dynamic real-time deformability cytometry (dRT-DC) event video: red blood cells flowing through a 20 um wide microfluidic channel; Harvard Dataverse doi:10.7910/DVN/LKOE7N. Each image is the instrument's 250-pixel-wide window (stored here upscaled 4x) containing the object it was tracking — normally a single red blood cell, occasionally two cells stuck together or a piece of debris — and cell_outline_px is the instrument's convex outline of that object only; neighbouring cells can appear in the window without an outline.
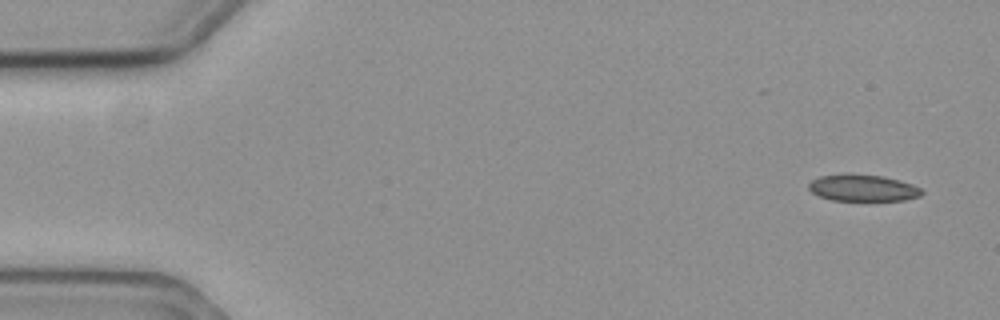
{"species": "common noctule bat (a hibernating species)", "species_latin": "Nyctalus noctula", "temperature_condition": "cold", "stored_images_in_passage": 9, "camera_frame_rate_fps": 3000, "um_per_image_px": 0.085, "animal": {"sex": "female", "body_mass_g": 19.3, "forearm_length_mm": 54.1}, "frame": {"image": 1, "passage_image": 1, "time_ms": 0.0, "image_size_px": [1000, 320], "cell_outline_px": [[924, 192], [920, 196], [904, 200], [832, 200], [820, 196], [812, 192], [808, 188], [808, 184], [812, 180], [820, 176], [884, 176], [900, 180], [912, 184], [920, 188]], "centroid_in_image_um": [73.39, 16.0], "position_along_channel_um": 11.6, "area_um2": 16.88}}